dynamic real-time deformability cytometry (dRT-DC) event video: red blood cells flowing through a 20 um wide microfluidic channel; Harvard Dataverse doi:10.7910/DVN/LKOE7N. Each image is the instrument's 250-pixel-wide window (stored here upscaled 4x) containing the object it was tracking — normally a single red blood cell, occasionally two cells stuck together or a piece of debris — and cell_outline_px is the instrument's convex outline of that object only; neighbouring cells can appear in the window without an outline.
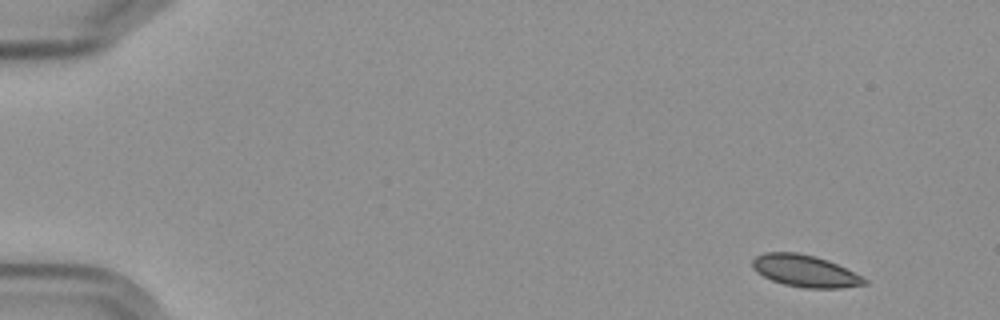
{"species": "Egyptian fruit bat (a non-hibernating species)", "species_latin": "Rousettus aegyptiacus", "temperature_condition": "cold", "stored_images_in_passage": 6, "camera_frame_rate_fps": 3000, "um_per_image_px": 0.085, "frame": {"image": 1, "passage_image": 1, "time_ms": 0.0, "image_size_px": [1000, 320], "cell_outline_px": [[868, 284], [844, 288], [804, 288], [784, 284], [772, 280], [756, 272], [752, 268], [752, 260], [756, 256], [764, 252], [796, 252], [816, 256], [828, 260], [868, 280]], "centroid_in_image_um": [68.41, 23.03], "position_along_channel_um": 16.6, "area_um2": 20.81}}
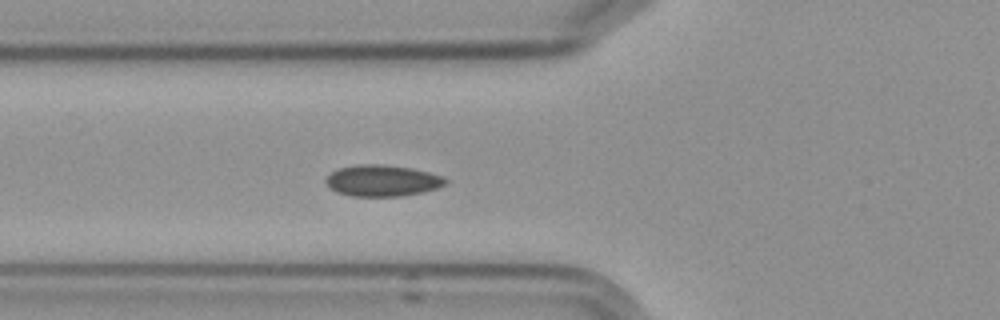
{"frame": {"image": 2, "passage_image": 6, "time_ms": 5.667, "image_size_px": [1000, 320], "cell_outline_px": [[448, 184], [436, 188], [420, 192], [400, 196], [352, 196], [336, 192], [328, 188], [324, 180], [332, 172], [340, 168], [360, 164], [380, 164], [412, 168], [444, 176], [448, 180]], "centroid_in_image_um": [32.49, 15.35], "position_along_channel_um": 93.3, "area_um2": 21.85}}